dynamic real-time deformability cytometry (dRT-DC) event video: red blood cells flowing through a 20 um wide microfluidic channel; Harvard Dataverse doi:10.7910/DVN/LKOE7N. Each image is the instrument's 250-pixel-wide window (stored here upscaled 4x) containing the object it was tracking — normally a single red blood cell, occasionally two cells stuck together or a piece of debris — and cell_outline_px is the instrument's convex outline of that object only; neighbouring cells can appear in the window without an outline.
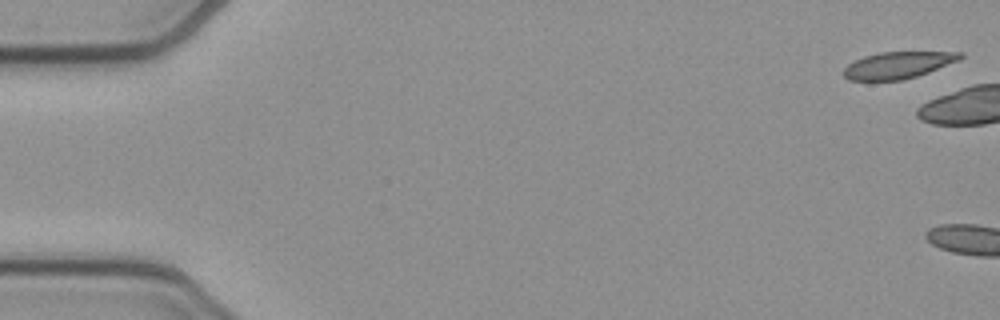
{"species": "common noctule bat (a hibernating species)", "species_latin": "Nyctalus noctula", "temperature_condition": "cold", "stored_images_in_passage": 4, "camera_frame_rate_fps": 3000, "um_per_image_px": 0.085, "animal": {"sex": "female", "body_mass_g": 21.9}, "frame": {"image": 1, "passage_image": 1, "time_ms": 0.0, "image_size_px": [1000, 320], "cell_outline_px": [[964, 56], [960, 60], [928, 72], [904, 80], [848, 80], [844, 76], [844, 68], [848, 64], [864, 56], [880, 52], [964, 52]], "centroid_in_image_um": [76.35, 5.53], "position_along_channel_um": 8.7, "area_um2": 18.09}}